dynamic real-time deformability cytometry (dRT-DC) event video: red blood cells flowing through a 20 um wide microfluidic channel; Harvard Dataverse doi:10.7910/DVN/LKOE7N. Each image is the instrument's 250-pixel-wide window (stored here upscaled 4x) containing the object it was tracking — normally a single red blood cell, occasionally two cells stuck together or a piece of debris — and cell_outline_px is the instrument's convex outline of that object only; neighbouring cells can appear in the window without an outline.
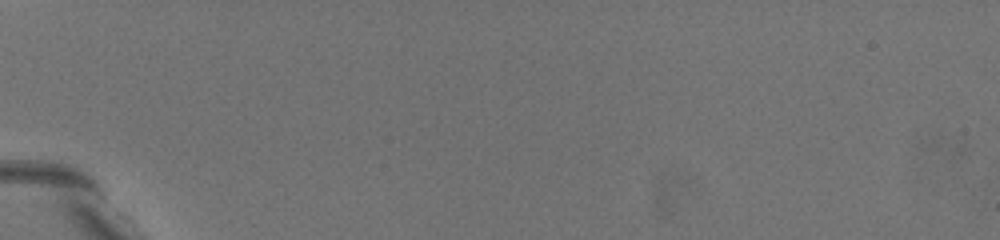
{"species": "common noctule bat (a hibernating species)", "species_latin": "Nyctalus noctula", "temperature_condition": "warm", "stored_images_in_passage": 2, "camera_frame_rate_fps": 3000, "um_per_image_px": 0.085, "animal": {"sex": "female", "body_mass_g": 19.5, "forearm_length_mm": 54.1}, "frame": {"image": 1, "passage_image": 1, "time_ms": 0.0, "image_size_px": [1000, 240], "cell_outline_px": [[176, 208], [168, 212], [116, 160], [108, 148], [120, 140], [136, 144], [144, 152], [164, 180], [176, 204]], "centroid_in_image_um": [12.17, 14.63], "position_along_channel_um": 72.8, "area_um2": 12.83}}